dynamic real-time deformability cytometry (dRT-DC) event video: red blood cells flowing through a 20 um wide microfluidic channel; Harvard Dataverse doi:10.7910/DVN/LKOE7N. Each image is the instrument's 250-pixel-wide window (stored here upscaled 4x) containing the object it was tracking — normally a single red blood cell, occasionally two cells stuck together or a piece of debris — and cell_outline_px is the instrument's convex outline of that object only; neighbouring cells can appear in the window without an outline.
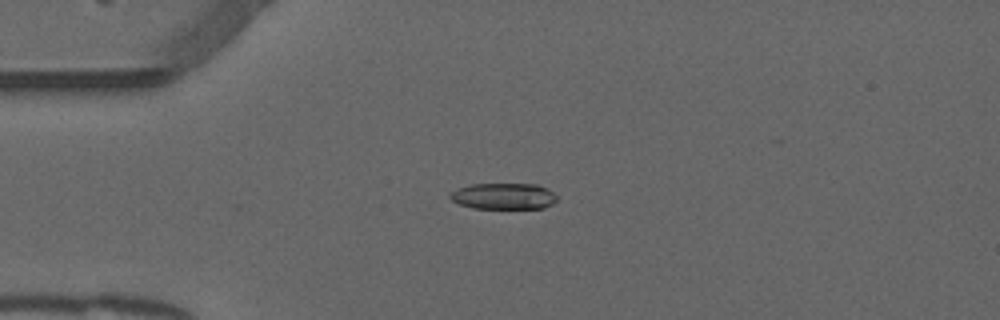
{"species": "common noctule bat (a hibernating species)", "species_latin": "Nyctalus noctula", "temperature_condition": "warm", "stored_images_in_passage": 45, "camera_frame_rate_fps": 3000, "um_per_image_px": 0.085, "animal": {"sex": "male", "forearm_length_mm": 52.5}, "frame": {"image": 1, "passage_image": 5, "time_ms": 1.333, "image_size_px": [1000, 320], "cell_outline_px": [[556, 200], [552, 204], [544, 208], [472, 208], [460, 204], [452, 200], [448, 196], [448, 192], [472, 184], [536, 184], [548, 188], [556, 196]], "centroid_in_image_um": [42.8, 16.67], "position_along_channel_um": 42.2, "area_um2": 16.3}}
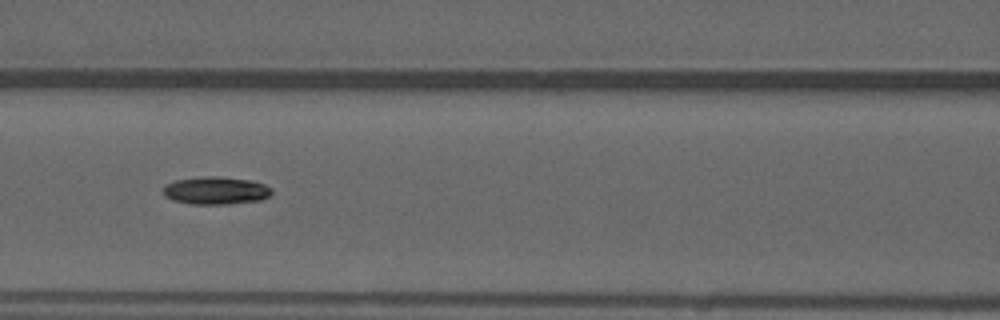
{"frame": {"image": 2, "passage_image": 15, "time_ms": 4.667, "image_size_px": [1000, 320], "cell_outline_px": [[272, 192], [268, 196], [260, 200], [228, 204], [192, 204], [172, 200], [164, 196], [164, 184], [176, 180], [200, 176], [220, 176], [248, 180], [264, 184], [272, 188]], "centroid_in_image_um": [18.32, 16.19], "position_along_channel_um": 148.3, "area_um2": 17.57}}
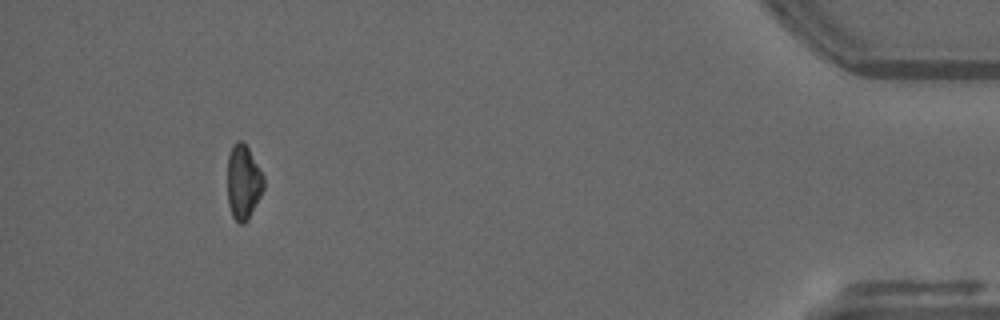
{"frame": {"image": 3, "passage_image": 41, "time_ms": 13.333, "image_size_px": [1000, 320], "cell_outline_px": [[264, 188], [248, 220], [244, 224], [240, 224], [232, 216], [228, 204], [228, 156], [232, 144], [236, 140], [240, 140], [248, 148], [264, 176]], "centroid_in_image_um": [20.68, 15.48], "position_along_channel_um": 414.5, "area_um2": 15.72}, "authors_computed_cell_mechanics": {"area_um2": 16.8198, "velocity_mm_per_s": 3.8675, "shape_relaxation_time_tau1_ms": 9.0198, "shape_relaxation_time_tau2_ms": null, "deformation_change_tau1": 0.1963, "deformation_change_tau2": null}}